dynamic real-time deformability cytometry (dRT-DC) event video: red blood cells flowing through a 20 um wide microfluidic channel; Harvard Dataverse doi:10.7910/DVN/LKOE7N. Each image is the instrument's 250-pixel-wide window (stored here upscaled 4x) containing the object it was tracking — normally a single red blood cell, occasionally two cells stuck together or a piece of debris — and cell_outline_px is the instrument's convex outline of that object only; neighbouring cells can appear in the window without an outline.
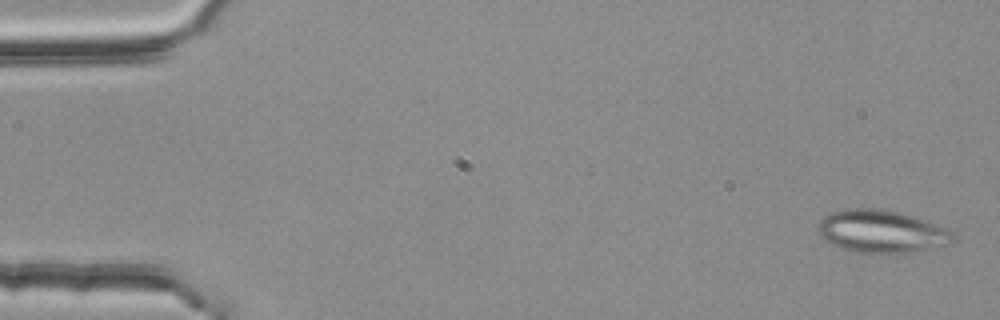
{"species": "common noctule bat (a hibernating species)", "species_latin": "Nyctalus noctula", "temperature_condition": "room temperature", "stored_images_in_passage": 4, "camera_frame_rate_fps": 3000, "um_per_image_px": 0.085, "animal": {"sex": "female", "body_mass_g": 25.1}, "frame": {"image": 1, "passage_image": 1, "time_ms": 0.0, "image_size_px": [1000, 320], "cell_outline_px": [[956, 240], [948, 244], [908, 252], [856, 252], [840, 248], [824, 240], [820, 236], [816, 228], [820, 220], [824, 216], [832, 212], [848, 208], [880, 208], [896, 212], [948, 228], [956, 232]], "centroid_in_image_um": [74.9, 19.66], "position_along_channel_um": 10.1, "area_um2": 33.29}}